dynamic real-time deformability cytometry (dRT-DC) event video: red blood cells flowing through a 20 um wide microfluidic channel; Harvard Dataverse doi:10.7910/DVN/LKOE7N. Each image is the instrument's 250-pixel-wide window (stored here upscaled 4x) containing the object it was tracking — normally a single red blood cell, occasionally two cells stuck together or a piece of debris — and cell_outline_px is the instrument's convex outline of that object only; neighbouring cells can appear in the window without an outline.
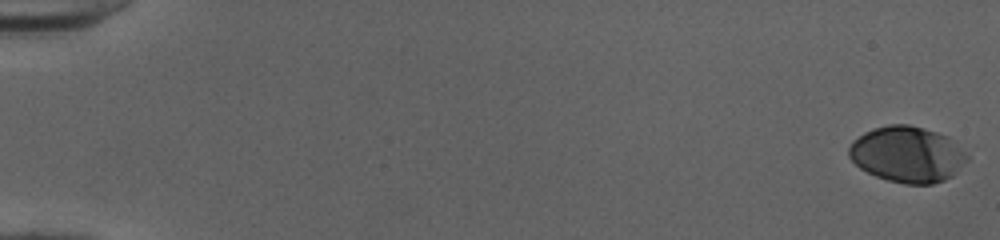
{"species": "human", "species_latin": "Homo sapiens", "temperature_condition": "cold", "stored_images_in_passage": 52, "camera_frame_rate_fps": 3000, "um_per_image_px": 0.085, "donor": {"sex": "female"}, "frame": {"image": 1, "passage_image": 1, "time_ms": 0.0, "image_size_px": [1000, 240], "cell_outline_px": [[968, 160], [952, 176], [944, 180], [932, 184], [904, 184], [888, 180], [876, 176], [860, 168], [848, 156], [848, 148], [852, 140], [864, 132], [888, 124], [908, 124], [924, 128], [948, 136], [968, 156]], "centroid_in_image_um": [77.1, 13.12], "position_along_channel_um": 7.9, "area_um2": 38.49}}
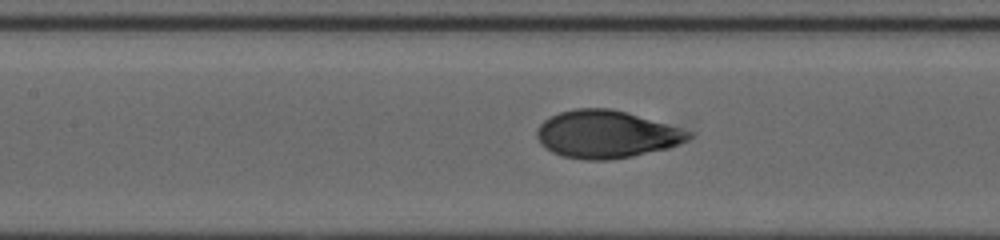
{"frame": {"image": 2, "passage_image": 26, "time_ms": 8.333, "image_size_px": [1000, 240], "cell_outline_px": [[692, 136], [688, 140], [668, 148], [632, 156], [608, 160], [584, 160], [564, 156], [552, 152], [544, 148], [540, 144], [536, 136], [536, 128], [544, 120], [560, 112], [576, 108], [608, 108], [624, 112], [692, 132]], "centroid_in_image_um": [51.48, 11.43], "position_along_channel_um": 155.9, "area_um2": 41.67}}
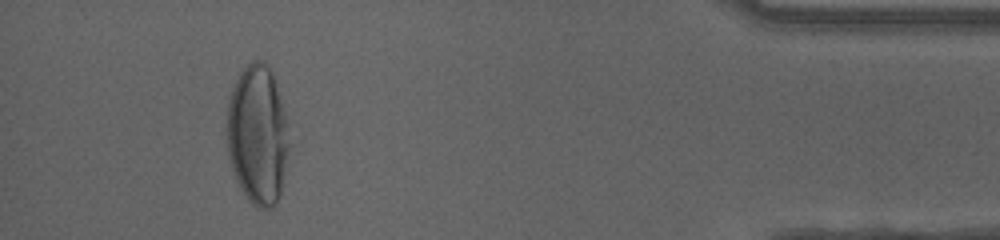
{"frame": {"image": 3, "passage_image": 49, "time_ms": 16.0, "image_size_px": [1000, 240], "cell_outline_px": [[288, 148], [280, 196], [276, 204], [272, 208], [256, 208], [248, 200], [240, 188], [236, 180], [232, 168], [228, 152], [228, 100], [236, 80], [240, 72], [252, 60], [264, 60], [268, 64], [272, 72], [276, 84], [284, 116], [288, 144]], "centroid_in_image_um": [21.88, 11.48], "position_along_channel_um": 413.3, "area_um2": 49.82}, "authors_computed_cell_mechanics": {"area_um2": 40.749, "velocity_mm_per_s": 4.0168, "shape_relaxation_time_tau1_ms": 3.3811, "shape_relaxation_time_tau2_ms": null, "deformation_change_tau1": 0.1865, "deformation_change_tau2": null}}